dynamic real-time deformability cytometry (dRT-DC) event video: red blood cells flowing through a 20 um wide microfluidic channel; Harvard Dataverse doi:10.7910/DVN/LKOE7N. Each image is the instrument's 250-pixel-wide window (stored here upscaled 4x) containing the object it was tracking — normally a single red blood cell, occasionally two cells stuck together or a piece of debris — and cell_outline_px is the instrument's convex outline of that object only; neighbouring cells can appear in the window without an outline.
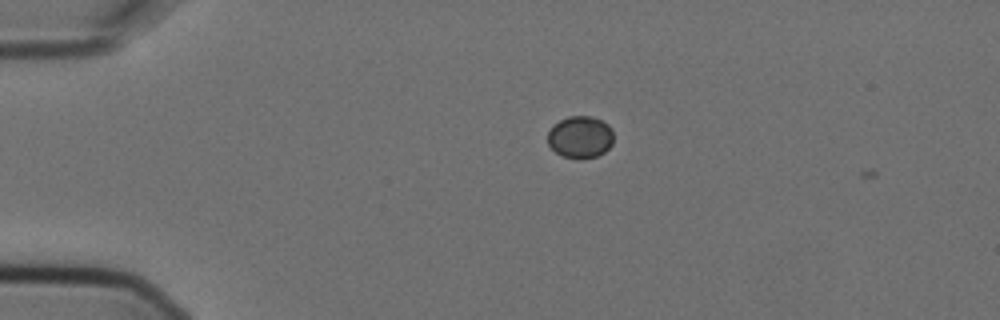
{"species": "Egyptian fruit bat (a non-hibernating species)", "species_latin": "Rousettus aegyptiacus", "temperature_condition": "cold", "stored_images_in_passage": 5, "camera_frame_rate_fps": 3000, "um_per_image_px": 0.085, "animal": {"sex": "female"}, "frame": {"image": 1, "passage_image": 2, "time_ms": 0.333, "image_size_px": [1000, 320], "cell_outline_px": [[612, 144], [604, 152], [596, 156], [580, 160], [576, 160], [564, 156], [556, 152], [548, 144], [548, 132], [560, 120], [568, 116], [592, 116], [608, 124], [612, 128]], "centroid_in_image_um": [49.33, 11.66], "position_along_channel_um": 35.7, "area_um2": 16.13}}